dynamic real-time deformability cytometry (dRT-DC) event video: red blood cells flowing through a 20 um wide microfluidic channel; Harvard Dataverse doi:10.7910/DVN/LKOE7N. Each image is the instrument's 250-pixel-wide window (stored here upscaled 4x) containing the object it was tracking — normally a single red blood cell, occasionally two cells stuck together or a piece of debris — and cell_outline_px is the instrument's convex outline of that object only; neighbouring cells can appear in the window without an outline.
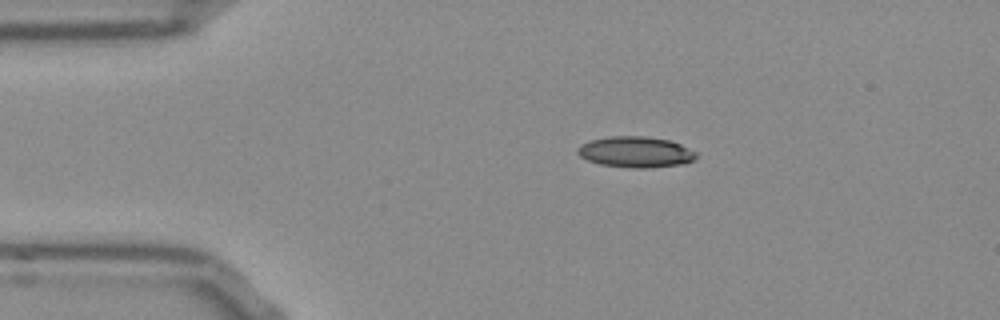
{"species": "Egyptian fruit bat (a non-hibernating species)", "species_latin": "Rousettus aegyptiacus", "temperature_condition": "room temperature", "stored_images_in_passage": 44, "camera_frame_rate_fps": 3000, "um_per_image_px": 0.085, "frame": {"image": 1, "passage_image": 1, "time_ms": 0.0, "image_size_px": [1000, 320], "cell_outline_px": [[696, 156], [692, 160], [684, 164], [648, 168], [632, 168], [600, 164], [588, 160], [580, 156], [576, 152], [576, 148], [580, 144], [592, 140], [608, 136], [644, 136], [668, 140], [680, 144], [696, 152]], "centroid_in_image_um": [54.0, 12.92], "position_along_channel_um": 31.0, "area_um2": 21.33}}
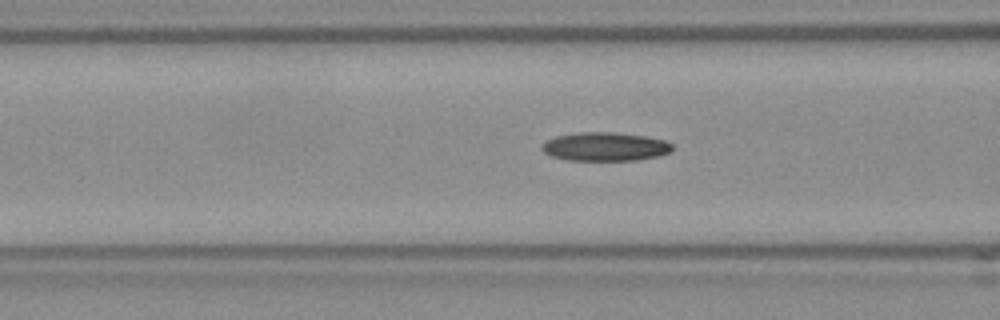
{"frame": {"image": 2, "passage_image": 11, "time_ms": 3.333, "image_size_px": [1000, 320], "cell_outline_px": [[672, 148], [668, 152], [660, 156], [636, 160], [568, 160], [552, 156], [544, 152], [540, 148], [548, 140], [556, 136], [580, 132], [612, 132], [644, 136], [664, 140], [672, 144]], "centroid_in_image_um": [51.43, 12.47], "position_along_channel_um": 115.2, "area_um2": 21.56}}
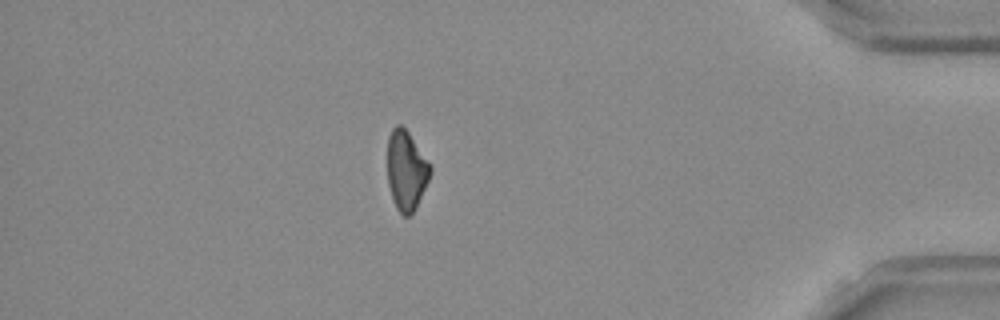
{"frame": {"image": 3, "passage_image": 37, "time_ms": 12.0, "image_size_px": [1000, 320], "cell_outline_px": [[432, 172], [416, 208], [408, 216], [404, 216], [396, 208], [388, 184], [388, 136], [392, 128], [396, 124], [400, 124], [408, 132], [432, 168]], "centroid_in_image_um": [34.53, 14.49], "position_along_channel_um": 400.7, "area_um2": 19.59}}